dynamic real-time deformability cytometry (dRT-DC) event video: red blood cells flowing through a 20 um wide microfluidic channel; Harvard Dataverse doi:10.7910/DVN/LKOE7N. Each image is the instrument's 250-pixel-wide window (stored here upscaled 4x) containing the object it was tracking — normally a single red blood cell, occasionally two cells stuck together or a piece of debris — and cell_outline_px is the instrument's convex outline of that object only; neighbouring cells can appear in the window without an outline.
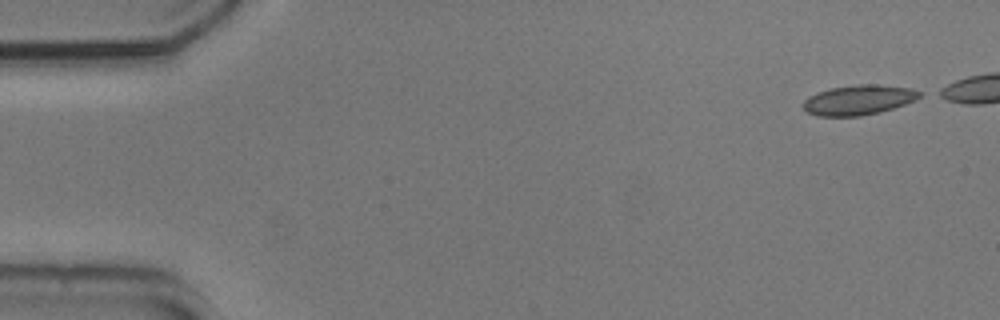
{"species": "common noctule bat (a hibernating species)", "species_latin": "Nyctalus noctula", "temperature_condition": "cold", "stored_images_in_passage": 6, "camera_frame_rate_fps": 3000, "um_per_image_px": 0.085, "animal": {"sex": "male", "body_mass_g": 20.5, "forearm_length_mm": 52.5}, "frame": {"image": 1, "passage_image": 1, "time_ms": 0.0, "image_size_px": [1000, 320], "cell_outline_px": [[924, 96], [916, 100], [880, 112], [860, 116], [816, 116], [808, 112], [804, 108], [804, 100], [808, 96], [816, 92], [832, 88], [856, 84], [876, 84], [912, 88], [924, 92]], "centroid_in_image_um": [73.03, 8.48], "position_along_channel_um": 12.0, "area_um2": 20.46}}